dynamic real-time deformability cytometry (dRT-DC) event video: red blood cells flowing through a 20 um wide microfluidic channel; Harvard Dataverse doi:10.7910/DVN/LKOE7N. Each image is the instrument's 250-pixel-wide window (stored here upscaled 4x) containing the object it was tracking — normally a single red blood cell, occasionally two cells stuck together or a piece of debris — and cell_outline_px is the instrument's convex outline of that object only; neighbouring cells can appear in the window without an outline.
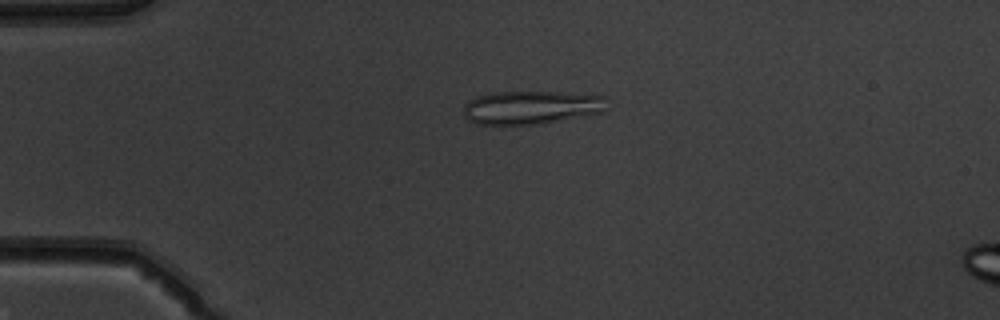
{"species": "common noctule bat (a hibernating species)", "species_latin": "Nyctalus noctula", "temperature_condition": "warm", "stored_images_in_passage": 50, "camera_frame_rate_fps": 3000, "um_per_image_px": 0.085, "animal": {"sex": "male", "body_mass_g": 19.5, "forearm_length_mm": 54.6}, "frame": {"image": 1, "passage_image": 12, "time_ms": 3.667, "image_size_px": [1000, 320], "cell_outline_px": [[604, 112], [544, 124], [476, 124], [468, 120], [464, 116], [464, 104], [468, 100], [476, 96], [492, 92], [560, 92], [604, 96]], "centroid_in_image_um": [45.11, 9.14], "position_along_channel_um": 39.9, "area_um2": 27.98}}
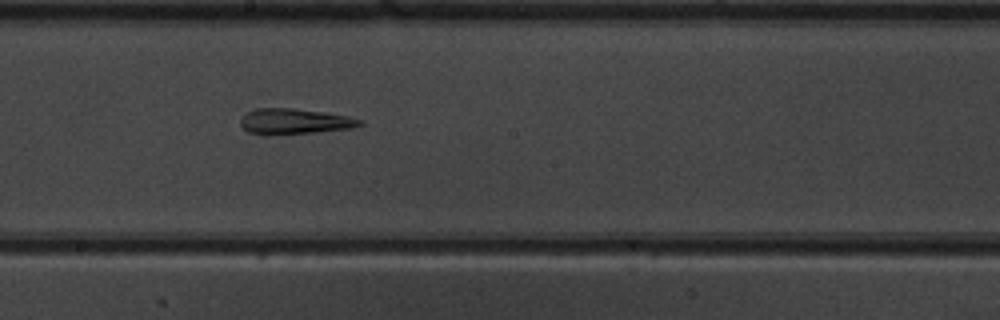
{"frame": {"image": 2, "passage_image": 28, "time_ms": 9.0, "image_size_px": [1000, 320], "cell_outline_px": [[364, 124], [352, 128], [312, 132], [248, 132], [240, 124], [240, 120], [248, 112], [256, 108], [292, 108], [324, 112], [348, 116], [364, 120]], "centroid_in_image_um": [25.12, 10.27], "position_along_channel_um": 223.1, "area_um2": 16.94}}
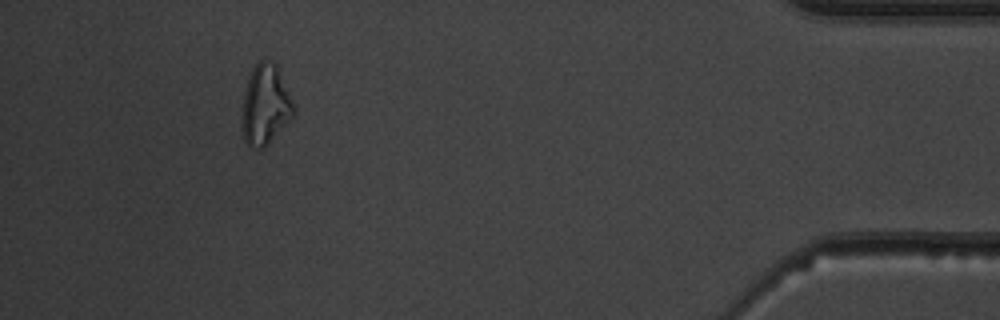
{"frame": {"image": 3, "passage_image": 46, "time_ms": 15.0, "image_size_px": [1000, 320], "cell_outline_px": [[296, 112], [264, 148], [256, 148], [248, 144], [244, 140], [240, 124], [244, 92], [248, 76], [252, 68], [260, 60], [264, 60], [276, 64], [296, 108]], "centroid_in_image_um": [22.53, 8.92], "position_along_channel_um": 412.7, "area_um2": 24.1}, "authors_computed_cell_mechanics": {"area_um2": 22.3397, "velocity_mm_per_s": 4.0767, "shape_relaxation_time_tau1_ms": null, "shape_relaxation_time_tau2_ms": 2.795, "deformation_change_tau1": null, "deformation_change_tau2": 0.1494}}